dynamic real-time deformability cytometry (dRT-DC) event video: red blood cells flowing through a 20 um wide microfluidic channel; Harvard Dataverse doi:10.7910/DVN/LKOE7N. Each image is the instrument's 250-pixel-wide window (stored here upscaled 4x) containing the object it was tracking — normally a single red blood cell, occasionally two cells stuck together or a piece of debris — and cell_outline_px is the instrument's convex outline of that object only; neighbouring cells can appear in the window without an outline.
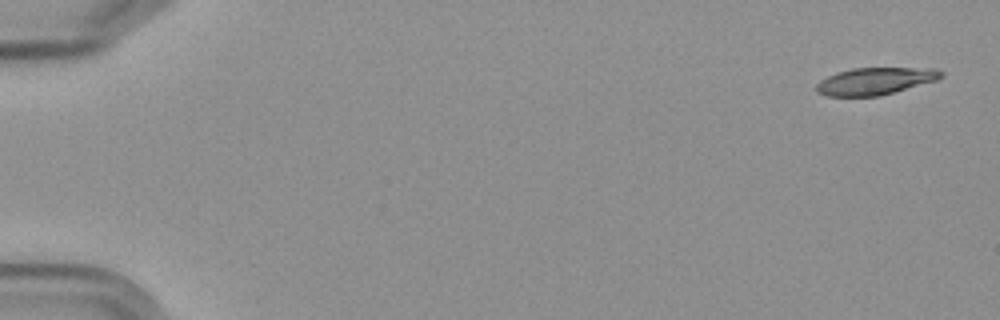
{"species": "Egyptian fruit bat (a non-hibernating species)", "species_latin": "Rousettus aegyptiacus", "temperature_condition": "cold", "stored_images_in_passage": 10, "camera_frame_rate_fps": 3000, "um_per_image_px": 0.085, "frame": {"image": 1, "passage_image": 1, "time_ms": 0.0, "image_size_px": [1000, 320], "cell_outline_px": [[944, 76], [936, 80], [880, 96], [824, 96], [816, 92], [816, 84], [820, 80], [836, 72], [852, 68], [936, 68], [944, 72]], "centroid_in_image_um": [74.37, 6.89], "position_along_channel_um": 10.6, "area_um2": 19.83}}
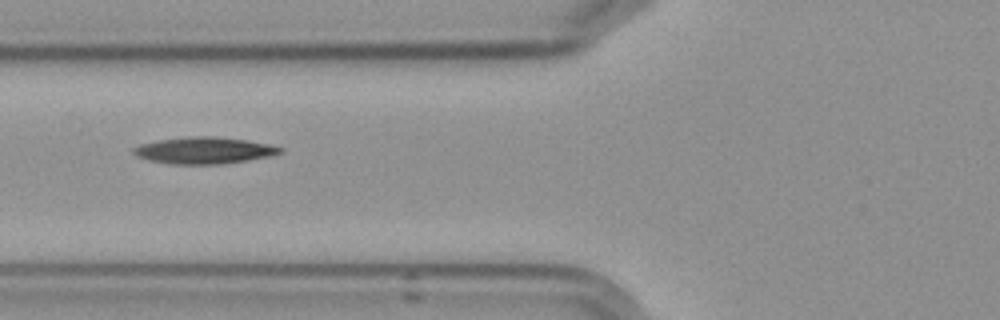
{"frame": {"image": 2, "passage_image": 7, "time_ms": 7.0, "image_size_px": [1000, 320], "cell_outline_px": [[284, 152], [272, 156], [224, 164], [168, 164], [148, 160], [136, 156], [132, 152], [132, 148], [140, 144], [160, 140], [188, 136], [212, 136], [248, 140], [272, 144], [284, 148]], "centroid_in_image_um": [17.39, 12.79], "position_along_channel_um": 108.4, "area_um2": 23.12}}
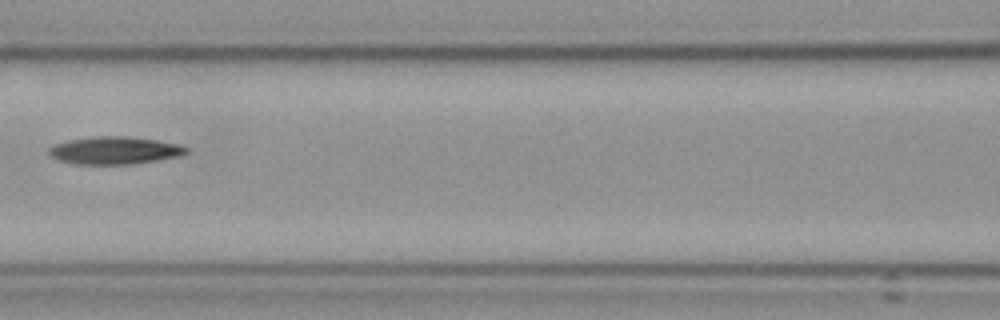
{"frame": {"image": 3, "passage_image": 8, "time_ms": 8.333, "image_size_px": [1000, 320], "cell_outline_px": [[188, 152], [180, 156], [132, 164], [72, 164], [60, 160], [52, 156], [48, 152], [48, 148], [56, 144], [68, 140], [92, 136], [128, 136], [156, 140], [180, 144], [188, 148]], "centroid_in_image_um": [9.75, 12.78], "position_along_channel_um": 156.8, "area_um2": 22.08}}